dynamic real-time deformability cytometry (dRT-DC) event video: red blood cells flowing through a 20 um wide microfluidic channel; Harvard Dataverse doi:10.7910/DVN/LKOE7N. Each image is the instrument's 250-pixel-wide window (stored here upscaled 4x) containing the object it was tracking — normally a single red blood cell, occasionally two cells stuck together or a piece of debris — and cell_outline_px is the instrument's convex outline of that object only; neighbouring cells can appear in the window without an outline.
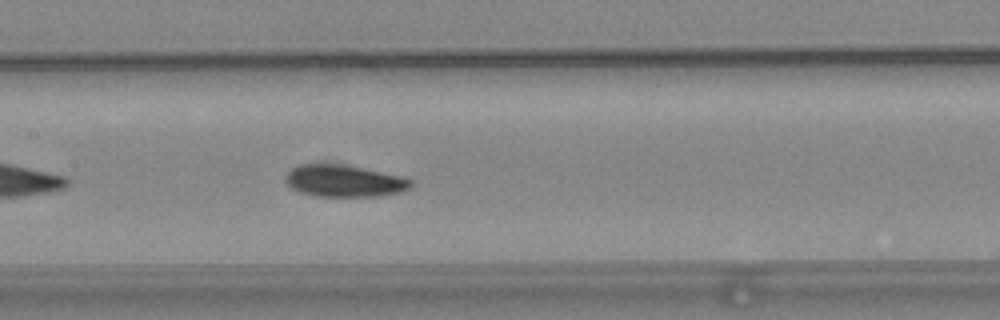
{"species": "common noctule bat (a hibernating species)", "species_latin": "Nyctalus noctula", "temperature_condition": "warm", "stored_images_in_passage": 41, "camera_frame_rate_fps": 3000, "um_per_image_px": 0.085, "animal": {"sex": "female", "body_mass_g": 24.6, "forearm_length_mm": 56.2}, "frame": {"image": 1, "passage_image": 12, "time_ms": 3.667, "image_size_px": [1000, 320], "cell_outline_px": [[412, 188], [400, 192], [376, 196], [312, 196], [300, 192], [292, 188], [284, 180], [284, 176], [292, 168], [300, 164], [344, 164], [404, 176], [412, 180]], "centroid_in_image_um": [29.27, 15.37], "position_along_channel_um": 178.1, "area_um2": 23.52}}
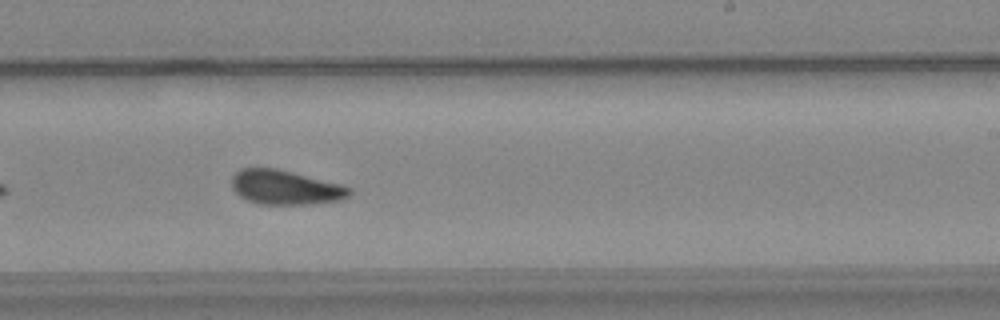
{"frame": {"image": 2, "passage_image": 19, "time_ms": 6.0, "image_size_px": [1000, 320], "cell_outline_px": [[352, 192], [348, 196], [340, 200], [308, 204], [256, 204], [240, 196], [232, 188], [232, 176], [240, 168], [276, 168], [344, 184], [352, 188]], "centroid_in_image_um": [24.28, 15.92], "position_along_channel_um": 264.7, "area_um2": 23.76}}
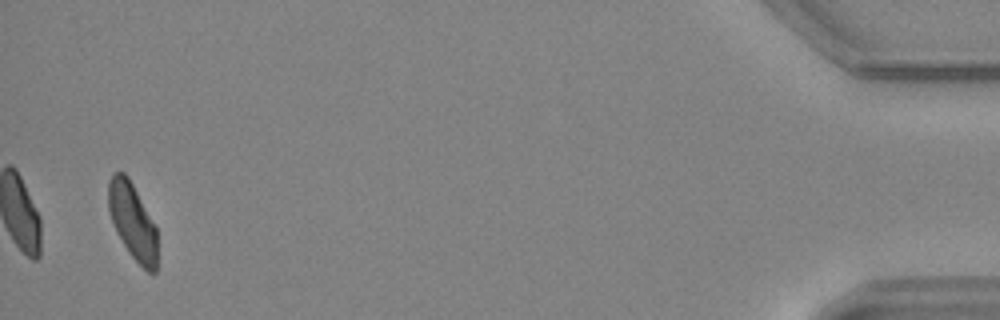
{"frame": {"image": 3, "passage_image": 39, "time_ms": 12.667, "image_size_px": [1000, 320], "cell_outline_px": [[156, 272], [148, 272], [128, 252], [116, 232], [108, 208], [108, 180], [112, 172], [124, 172], [128, 176], [156, 228]], "centroid_in_image_um": [11.23, 18.77], "position_along_channel_um": 424.0, "area_um2": 21.39}, "authors_computed_cell_mechanics": {"area_um2": 23.5246, "velocity_mm_per_s": 3.7301, "shape_relaxation_time_tau1_ms": 3.9415, "shape_relaxation_time_tau2_ms": 6.0339, "deformation_change_tau1": 0.1266, "deformation_change_tau2": 0.1103}}